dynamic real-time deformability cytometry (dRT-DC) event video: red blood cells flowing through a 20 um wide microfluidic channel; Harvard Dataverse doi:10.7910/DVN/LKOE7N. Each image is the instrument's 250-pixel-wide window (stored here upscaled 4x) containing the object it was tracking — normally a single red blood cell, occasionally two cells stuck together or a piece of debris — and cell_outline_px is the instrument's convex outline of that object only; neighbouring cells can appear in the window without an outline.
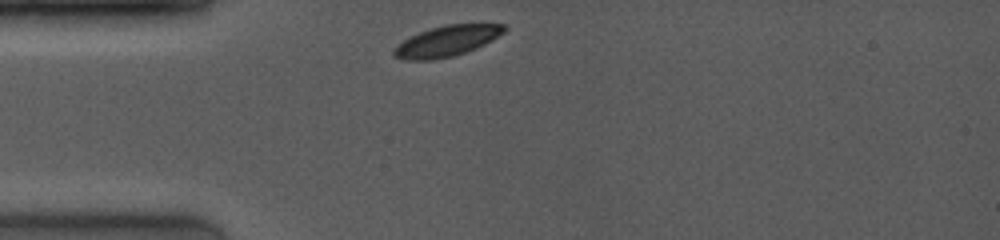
{"species": "common noctule bat (a hibernating species)", "species_latin": "Nyctalus noctula", "temperature_condition": "room temperature", "stored_images_in_passage": 18, "camera_frame_rate_fps": 4000, "um_per_image_px": 0.085, "animal": {"sex": "female", "body_mass_g": 19.0, "forearm_length_mm": 53.3}, "frame": {"image": 1, "passage_image": 1, "time_ms": 0.0, "image_size_px": [1000, 240], "cell_outline_px": [[508, 28], [504, 32], [492, 40], [476, 48], [452, 56], [432, 60], [404, 60], [392, 56], [392, 48], [396, 44], [420, 32], [444, 24], [504, 24]], "centroid_in_image_um": [37.94, 3.49], "position_along_channel_um": 47.1, "area_um2": 19.71}}
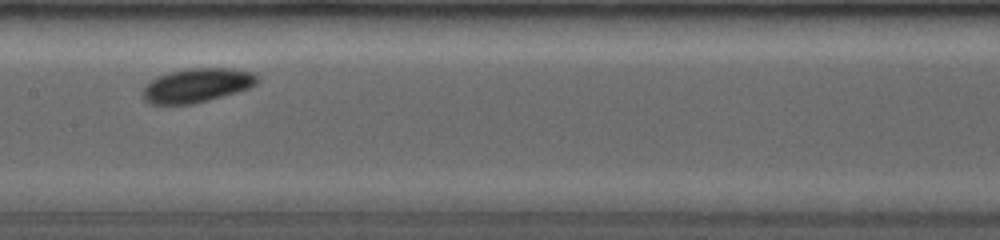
{"frame": {"image": 2, "passage_image": 13, "time_ms": 4.0, "image_size_px": [1000, 240], "cell_outline_px": [[256, 84], [248, 88], [236, 92], [208, 100], [192, 104], [152, 104], [144, 100], [140, 92], [144, 84], [168, 72], [188, 68], [232, 68], [252, 72], [256, 76]], "centroid_in_image_um": [16.67, 7.25], "position_along_channel_um": 190.7, "area_um2": 22.66}}